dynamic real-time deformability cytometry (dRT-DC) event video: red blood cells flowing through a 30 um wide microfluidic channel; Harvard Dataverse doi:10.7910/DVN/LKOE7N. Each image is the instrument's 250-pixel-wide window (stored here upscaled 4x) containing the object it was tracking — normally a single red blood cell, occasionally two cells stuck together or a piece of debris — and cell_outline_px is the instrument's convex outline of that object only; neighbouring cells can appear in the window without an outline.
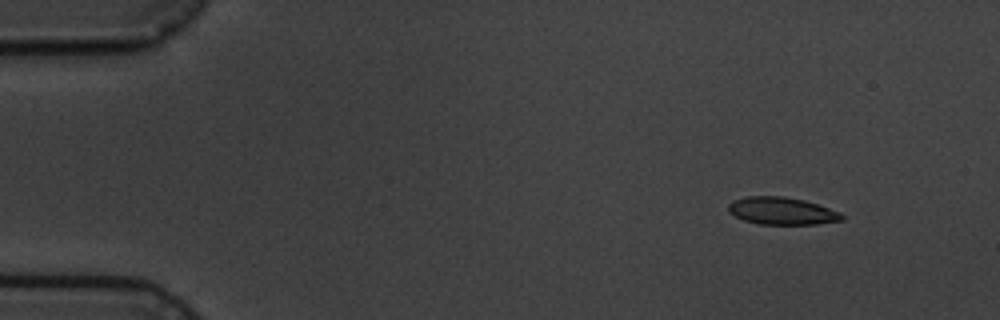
{"species": "common noctule bat (a hibernating species)", "species_latin": "Nyctalus noctula", "temperature_condition": "cold", "stored_images_in_passage": 4, "camera_frame_rate_fps": 3000, "um_per_image_px": 0.085, "animal": {"sex": "male", "body_mass_g": 19.5, "forearm_length_mm": 54.6}, "frame": {"image": 1, "passage_image": 1, "time_ms": 0.0, "image_size_px": [1000, 320], "cell_outline_px": [[844, 220], [816, 224], [760, 224], [744, 220], [728, 212], [728, 204], [732, 200], [748, 196], [784, 196], [804, 200], [840, 212], [844, 216]], "centroid_in_image_um": [66.44, 17.92], "position_along_channel_um": 18.6, "area_um2": 18.09}}
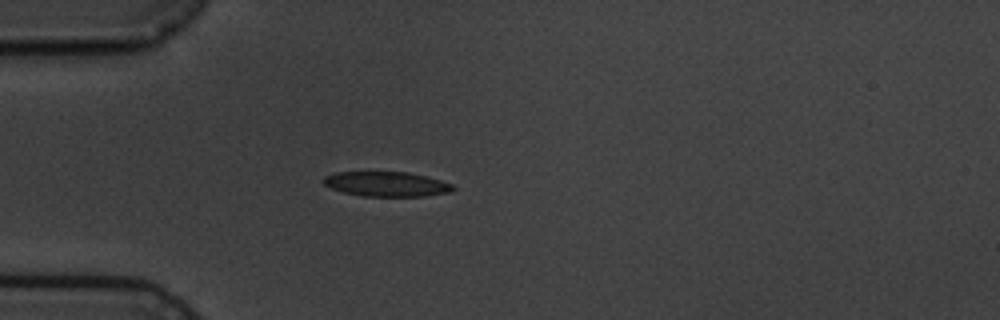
{"frame": {"image": 2, "passage_image": 4, "time_ms": 3.333, "image_size_px": [1000, 320], "cell_outline_px": [[456, 188], [448, 192], [424, 196], [364, 196], [344, 192], [332, 188], [324, 184], [320, 180], [324, 176], [336, 172], [408, 172], [428, 176], [452, 184]], "centroid_in_image_um": [32.84, 15.63], "position_along_channel_um": 52.2, "area_um2": 18.67}}